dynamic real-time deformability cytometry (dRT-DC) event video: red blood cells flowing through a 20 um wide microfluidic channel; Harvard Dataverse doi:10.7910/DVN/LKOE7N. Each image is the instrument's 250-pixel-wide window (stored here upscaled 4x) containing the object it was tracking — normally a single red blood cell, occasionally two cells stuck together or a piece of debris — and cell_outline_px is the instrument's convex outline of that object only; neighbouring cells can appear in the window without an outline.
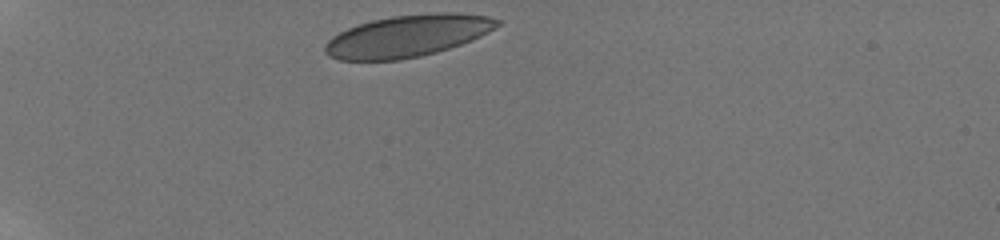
{"species": "human", "species_latin": "Homo sapiens", "temperature_condition": "room temperature", "stored_images_in_passage": 8, "camera_frame_rate_fps": 3000, "um_per_image_px": 0.085, "donor": {"sex": "male"}, "frame": {"image": 1, "passage_image": 1, "time_ms": 0.0, "image_size_px": [1000, 240], "cell_outline_px": [[500, 24], [488, 32], [472, 40], [436, 52], [420, 56], [400, 60], [340, 60], [328, 56], [324, 52], [324, 44], [332, 36], [348, 28], [372, 20], [392, 16], [436, 12], [456, 12], [488, 16], [500, 20]], "centroid_in_image_um": [34.63, 3.05], "position_along_channel_um": 50.4, "area_um2": 42.02}}